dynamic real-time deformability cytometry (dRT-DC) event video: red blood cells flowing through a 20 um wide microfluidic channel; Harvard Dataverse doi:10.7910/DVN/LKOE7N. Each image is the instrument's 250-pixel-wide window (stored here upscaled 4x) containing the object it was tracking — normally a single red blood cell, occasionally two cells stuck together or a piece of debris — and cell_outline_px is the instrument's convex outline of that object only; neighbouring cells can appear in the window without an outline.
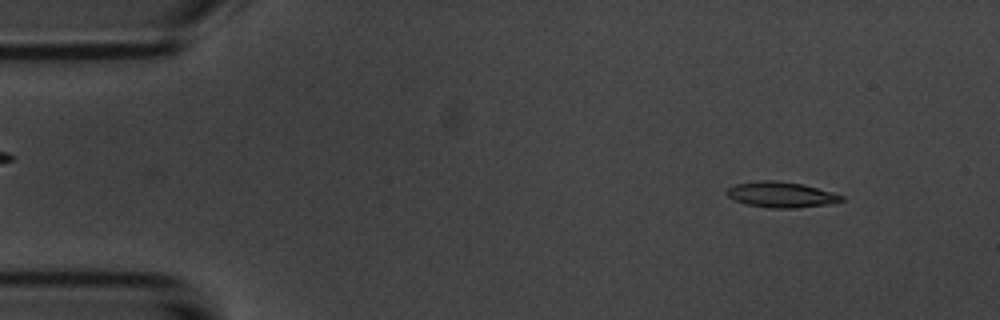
{"species": "common noctule bat (a hibernating species)", "species_latin": "Nyctalus noctula", "temperature_condition": "room temperature", "stored_images_in_passage": 53, "camera_frame_rate_fps": 3000, "um_per_image_px": 0.085, "animal": {"sex": "male", "body_mass_g": 20.1, "forearm_length_mm": 53.5}, "frame": {"image": 1, "passage_image": 5, "time_ms": 1.333, "image_size_px": [1000, 320], "cell_outline_px": [[844, 200], [828, 204], [796, 208], [772, 208], [748, 204], [736, 200], [728, 196], [724, 192], [728, 188], [736, 184], [756, 180], [776, 180], [804, 184], [832, 192], [844, 196]], "centroid_in_image_um": [66.4, 16.53], "position_along_channel_um": 18.6, "area_um2": 17.11}}
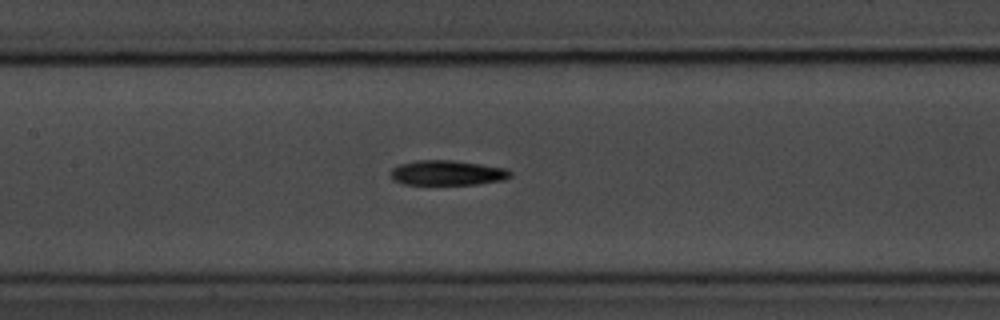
{"frame": {"image": 2, "passage_image": 24, "time_ms": 7.667, "image_size_px": [1000, 320], "cell_outline_px": [[512, 176], [504, 180], [476, 184], [404, 184], [392, 180], [392, 168], [400, 164], [416, 160], [456, 160], [508, 168], [512, 172]], "centroid_in_image_um": [38.07, 14.68], "position_along_channel_um": 169.3, "area_um2": 17.51}}
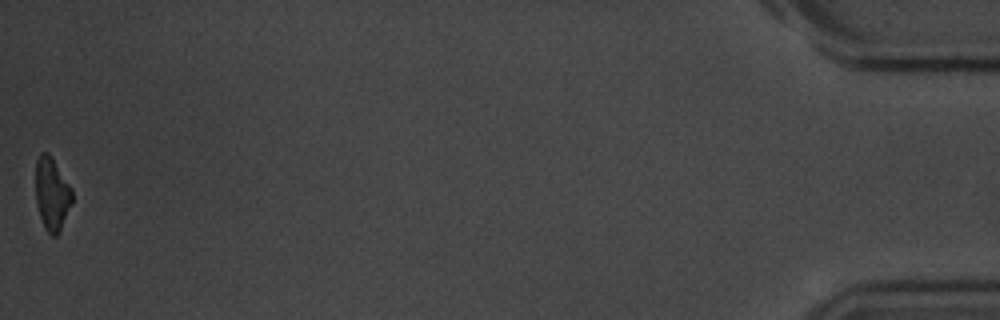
{"frame": {"image": 3, "passage_image": 53, "time_ms": 17.333, "image_size_px": [1000, 320], "cell_outline_px": [[72, 204], [60, 232], [56, 236], [52, 236], [44, 228], [36, 204], [36, 160], [40, 152], [48, 152], [72, 188]], "centroid_in_image_um": [4.42, 16.5], "position_along_channel_um": 430.8, "area_um2": 15.61}, "authors_computed_cell_mechanics": {"area_um2": 17.1088, "velocity_mm_per_s": 3.7243, "shape_relaxation_time_tau1_ms": 3.2477, "shape_relaxation_time_tau2_ms": null, "deformation_change_tau1": 0.1504, "deformation_change_tau2": null}}